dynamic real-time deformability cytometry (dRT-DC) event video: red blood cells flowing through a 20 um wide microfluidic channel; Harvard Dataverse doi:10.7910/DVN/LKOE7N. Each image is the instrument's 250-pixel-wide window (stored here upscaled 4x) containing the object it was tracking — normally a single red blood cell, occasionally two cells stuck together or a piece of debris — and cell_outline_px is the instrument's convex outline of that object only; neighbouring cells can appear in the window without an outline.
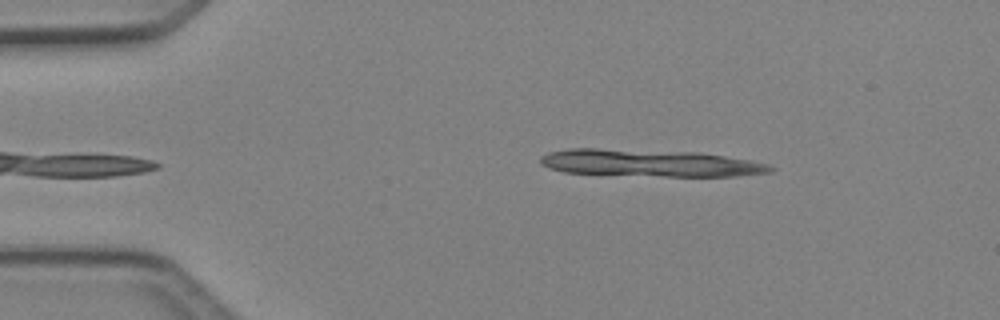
{"species": "Egyptian fruit bat (a non-hibernating species)", "species_latin": "Rousettus aegyptiacus", "temperature_condition": "cold", "stored_images_in_passage": 7, "camera_frame_rate_fps": 3000, "um_per_image_px": 0.085, "animal": {"sex": "female"}, "frame": {"image": 1, "passage_image": 2, "time_ms": 0.333, "image_size_px": [1000, 320], "cell_outline_px": [[776, 168], [768, 172], [736, 176], [664, 176], [564, 172], [548, 168], [540, 164], [540, 156], [548, 152], [568, 148], [596, 148], [696, 152], [724, 156], [748, 160], [768, 164]], "centroid_in_image_um": [55.17, 13.85], "position_along_channel_um": 29.8, "area_um2": 36.13}}